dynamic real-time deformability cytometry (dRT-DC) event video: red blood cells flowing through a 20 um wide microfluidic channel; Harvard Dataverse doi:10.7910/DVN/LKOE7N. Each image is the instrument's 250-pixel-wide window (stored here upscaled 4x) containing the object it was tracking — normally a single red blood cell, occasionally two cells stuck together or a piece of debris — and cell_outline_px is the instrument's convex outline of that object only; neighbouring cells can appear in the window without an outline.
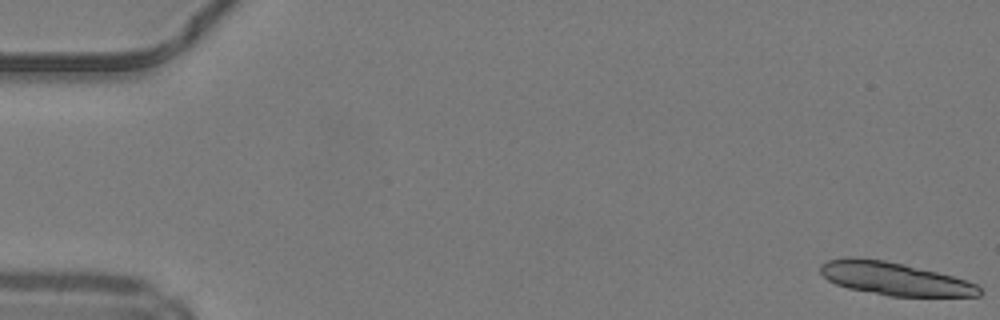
{"species": "common noctule bat (a hibernating species)", "species_latin": "Nyctalus noctula", "temperature_condition": "warm", "stored_images_in_passage": 15, "camera_frame_rate_fps": 3000, "um_per_image_px": 0.085, "animal": {"sex": "male", "body_mass_g": 19.2, "forearm_length_mm": 51.8}, "frame": {"image": 1, "passage_image": 1, "time_ms": 0.0, "image_size_px": [1000, 320], "cell_outline_px": [[984, 292], [980, 296], [888, 296], [848, 288], [836, 284], [828, 280], [820, 272], [820, 264], [828, 260], [848, 256], [884, 260], [904, 264], [952, 276], [976, 284]], "centroid_in_image_um": [76.01, 23.69], "position_along_channel_um": 9.0, "area_um2": 30.46}}